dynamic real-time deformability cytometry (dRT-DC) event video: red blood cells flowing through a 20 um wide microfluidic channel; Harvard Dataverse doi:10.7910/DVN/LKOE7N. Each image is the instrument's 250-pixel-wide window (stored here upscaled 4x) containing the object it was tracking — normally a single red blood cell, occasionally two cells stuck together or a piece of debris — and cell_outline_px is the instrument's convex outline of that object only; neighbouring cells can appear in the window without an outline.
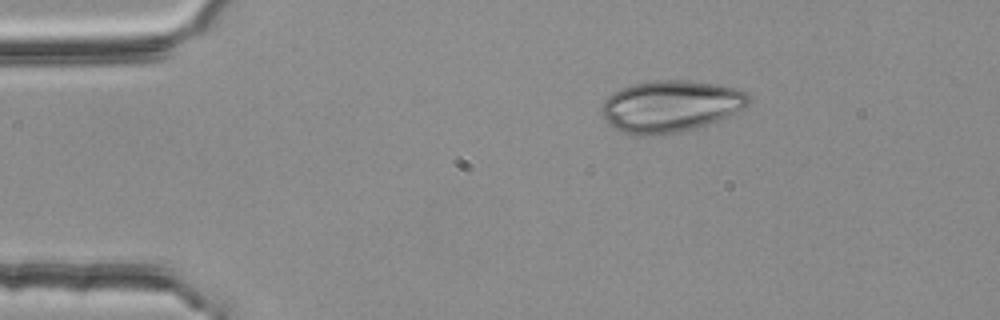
{"species": "common noctule bat (a hibernating species)", "species_latin": "Nyctalus noctula", "temperature_condition": "room temperature", "stored_images_in_passage": 4, "segment_of_instrument_passage": [2, 2], "camera_frame_rate_fps": 3000, "um_per_image_px": 0.085, "animal": {"sex": "female", "body_mass_g": 25.1}, "frame": {"image": 1, "passage_image": 4, "time_ms": 1.0, "image_size_px": [1000, 320], "cell_outline_px": [[752, 100], [744, 108], [708, 124], [680, 132], [652, 136], [644, 136], [620, 132], [608, 124], [600, 112], [600, 108], [604, 100], [612, 92], [620, 88], [632, 84], [652, 80], [684, 80], [716, 84], [748, 92], [752, 96]], "centroid_in_image_um": [56.95, 9.03], "position_along_channel_um": 28.0, "area_um2": 44.62}}